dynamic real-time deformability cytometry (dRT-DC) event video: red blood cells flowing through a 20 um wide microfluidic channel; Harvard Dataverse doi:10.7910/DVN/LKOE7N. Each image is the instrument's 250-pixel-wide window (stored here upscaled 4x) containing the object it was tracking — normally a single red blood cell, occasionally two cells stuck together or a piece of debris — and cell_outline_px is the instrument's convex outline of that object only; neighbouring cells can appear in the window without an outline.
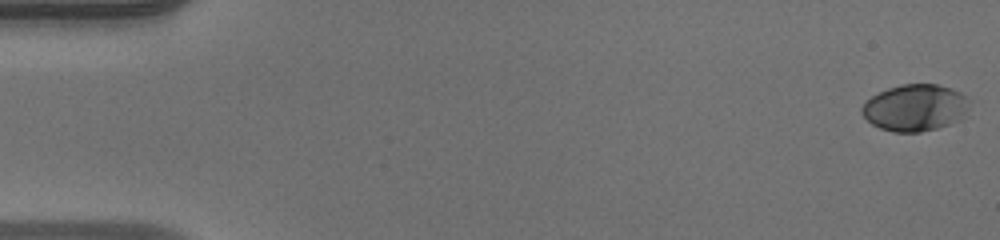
{"species": "human", "species_latin": "Homo sapiens", "temperature_condition": "warm", "stored_images_in_passage": 48, "camera_frame_rate_fps": 3000, "um_per_image_px": 0.085, "donor": {"sex": "male"}, "frame": {"image": 1, "passage_image": 1, "time_ms": 0.0, "image_size_px": [1000, 240], "cell_outline_px": [[972, 100], [964, 116], [960, 120], [936, 128], [920, 132], [892, 132], [880, 128], [872, 124], [860, 112], [860, 108], [872, 96], [888, 88], [900, 84], [936, 84], [952, 88], [960, 92]], "centroid_in_image_um": [77.81, 9.15], "position_along_channel_um": 7.2, "area_um2": 29.42}}
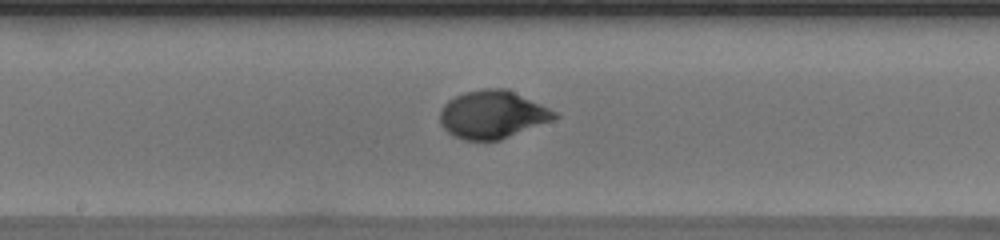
{"frame": {"image": 2, "passage_image": 27, "time_ms": 8.667, "image_size_px": [1000, 240], "cell_outline_px": [[560, 116], [552, 120], [500, 140], [464, 140], [448, 132], [440, 124], [440, 112], [444, 104], [448, 100], [464, 92], [484, 88], [504, 88], [540, 104], [556, 112]], "centroid_in_image_um": [41.83, 9.74], "position_along_channel_um": 206.4, "area_um2": 31.56}}
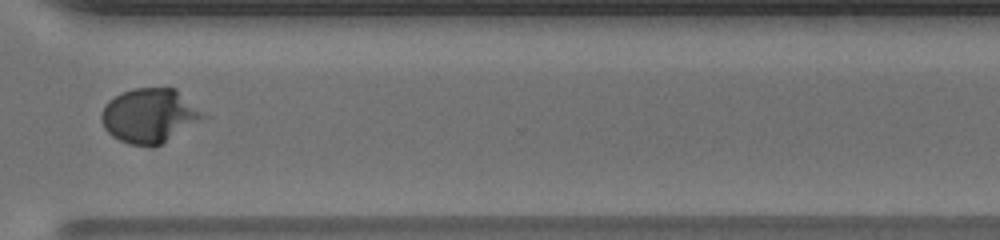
{"frame": {"image": 3, "passage_image": 38, "time_ms": 12.333, "image_size_px": [1000, 240], "cell_outline_px": [[208, 116], [160, 144], [152, 148], [128, 144], [112, 136], [104, 128], [100, 120], [100, 116], [104, 104], [108, 100], [124, 92], [136, 88], [176, 88]], "centroid_in_image_um": [12.68, 9.84], "position_along_channel_um": 357.9, "area_um2": 32.19}, "authors_computed_cell_mechanics": {"area_um2": 30.056, "velocity_mm_per_s": 4.1454, "shape_relaxation_time_tau1_ms": 2.7815, "shape_relaxation_time_tau2_ms": null, "deformation_change_tau1": 0.1863, "deformation_change_tau2": null}}